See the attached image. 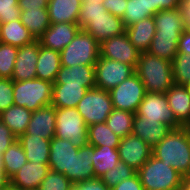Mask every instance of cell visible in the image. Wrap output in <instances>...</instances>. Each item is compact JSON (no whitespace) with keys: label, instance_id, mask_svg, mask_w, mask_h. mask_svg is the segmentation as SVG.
Instances as JSON below:
<instances>
[{"label":"cell","instance_id":"1","mask_svg":"<svg viewBox=\"0 0 190 190\" xmlns=\"http://www.w3.org/2000/svg\"><path fill=\"white\" fill-rule=\"evenodd\" d=\"M152 155L183 176L190 172V132L186 126L171 131L154 147Z\"/></svg>","mask_w":190,"mask_h":190},{"label":"cell","instance_id":"2","mask_svg":"<svg viewBox=\"0 0 190 190\" xmlns=\"http://www.w3.org/2000/svg\"><path fill=\"white\" fill-rule=\"evenodd\" d=\"M135 73L144 84L146 92L166 93L175 83L172 62L149 52H141Z\"/></svg>","mask_w":190,"mask_h":190},{"label":"cell","instance_id":"3","mask_svg":"<svg viewBox=\"0 0 190 190\" xmlns=\"http://www.w3.org/2000/svg\"><path fill=\"white\" fill-rule=\"evenodd\" d=\"M144 190H179L183 175L153 155L137 171Z\"/></svg>","mask_w":190,"mask_h":190},{"label":"cell","instance_id":"4","mask_svg":"<svg viewBox=\"0 0 190 190\" xmlns=\"http://www.w3.org/2000/svg\"><path fill=\"white\" fill-rule=\"evenodd\" d=\"M53 83L42 79L13 81L14 105L34 112L51 105Z\"/></svg>","mask_w":190,"mask_h":190},{"label":"cell","instance_id":"5","mask_svg":"<svg viewBox=\"0 0 190 190\" xmlns=\"http://www.w3.org/2000/svg\"><path fill=\"white\" fill-rule=\"evenodd\" d=\"M100 57V44L80 29L74 39L60 51L61 66L95 65Z\"/></svg>","mask_w":190,"mask_h":190},{"label":"cell","instance_id":"6","mask_svg":"<svg viewBox=\"0 0 190 190\" xmlns=\"http://www.w3.org/2000/svg\"><path fill=\"white\" fill-rule=\"evenodd\" d=\"M55 136L81 148L88 144V126L77 108H56Z\"/></svg>","mask_w":190,"mask_h":190},{"label":"cell","instance_id":"7","mask_svg":"<svg viewBox=\"0 0 190 190\" xmlns=\"http://www.w3.org/2000/svg\"><path fill=\"white\" fill-rule=\"evenodd\" d=\"M76 108L87 126L103 123L113 111L110 93L97 87L88 89Z\"/></svg>","mask_w":190,"mask_h":190},{"label":"cell","instance_id":"8","mask_svg":"<svg viewBox=\"0 0 190 190\" xmlns=\"http://www.w3.org/2000/svg\"><path fill=\"white\" fill-rule=\"evenodd\" d=\"M109 93L113 108L136 113L143 101L146 90L140 78L134 73L112 88Z\"/></svg>","mask_w":190,"mask_h":190},{"label":"cell","instance_id":"9","mask_svg":"<svg viewBox=\"0 0 190 190\" xmlns=\"http://www.w3.org/2000/svg\"><path fill=\"white\" fill-rule=\"evenodd\" d=\"M135 114L145 117V120L158 121L171 129L182 127L175 119L165 93L146 92Z\"/></svg>","mask_w":190,"mask_h":190},{"label":"cell","instance_id":"10","mask_svg":"<svg viewBox=\"0 0 190 190\" xmlns=\"http://www.w3.org/2000/svg\"><path fill=\"white\" fill-rule=\"evenodd\" d=\"M134 73L132 65L99 57L95 64V86L110 91Z\"/></svg>","mask_w":190,"mask_h":190},{"label":"cell","instance_id":"11","mask_svg":"<svg viewBox=\"0 0 190 190\" xmlns=\"http://www.w3.org/2000/svg\"><path fill=\"white\" fill-rule=\"evenodd\" d=\"M141 52L129 41L127 34L108 38L100 44V57L136 67Z\"/></svg>","mask_w":190,"mask_h":190},{"label":"cell","instance_id":"12","mask_svg":"<svg viewBox=\"0 0 190 190\" xmlns=\"http://www.w3.org/2000/svg\"><path fill=\"white\" fill-rule=\"evenodd\" d=\"M117 150L120 160L136 171L152 156V147L133 133L120 139Z\"/></svg>","mask_w":190,"mask_h":190},{"label":"cell","instance_id":"13","mask_svg":"<svg viewBox=\"0 0 190 190\" xmlns=\"http://www.w3.org/2000/svg\"><path fill=\"white\" fill-rule=\"evenodd\" d=\"M83 30L102 44L108 38L123 34L125 26L122 18L107 11L104 16L88 17V24Z\"/></svg>","mask_w":190,"mask_h":190},{"label":"cell","instance_id":"14","mask_svg":"<svg viewBox=\"0 0 190 190\" xmlns=\"http://www.w3.org/2000/svg\"><path fill=\"white\" fill-rule=\"evenodd\" d=\"M49 171L48 163L28 161L9 180V186L17 190H37Z\"/></svg>","mask_w":190,"mask_h":190},{"label":"cell","instance_id":"15","mask_svg":"<svg viewBox=\"0 0 190 190\" xmlns=\"http://www.w3.org/2000/svg\"><path fill=\"white\" fill-rule=\"evenodd\" d=\"M39 48V40L18 47L12 74L13 81L31 80L36 78V63L39 56Z\"/></svg>","mask_w":190,"mask_h":190},{"label":"cell","instance_id":"16","mask_svg":"<svg viewBox=\"0 0 190 190\" xmlns=\"http://www.w3.org/2000/svg\"><path fill=\"white\" fill-rule=\"evenodd\" d=\"M80 29L75 23H54L38 40L41 46L60 52L74 39Z\"/></svg>","mask_w":190,"mask_h":190},{"label":"cell","instance_id":"17","mask_svg":"<svg viewBox=\"0 0 190 190\" xmlns=\"http://www.w3.org/2000/svg\"><path fill=\"white\" fill-rule=\"evenodd\" d=\"M70 140H61L53 137L50 142L49 162L50 170L56 171L67 176L71 172V162L78 153Z\"/></svg>","mask_w":190,"mask_h":190},{"label":"cell","instance_id":"18","mask_svg":"<svg viewBox=\"0 0 190 190\" xmlns=\"http://www.w3.org/2000/svg\"><path fill=\"white\" fill-rule=\"evenodd\" d=\"M56 108L44 106L32 112L31 120L24 134H31L51 140L55 136Z\"/></svg>","mask_w":190,"mask_h":190},{"label":"cell","instance_id":"19","mask_svg":"<svg viewBox=\"0 0 190 190\" xmlns=\"http://www.w3.org/2000/svg\"><path fill=\"white\" fill-rule=\"evenodd\" d=\"M53 84L81 85L87 90L95 86V65L61 66Z\"/></svg>","mask_w":190,"mask_h":190},{"label":"cell","instance_id":"20","mask_svg":"<svg viewBox=\"0 0 190 190\" xmlns=\"http://www.w3.org/2000/svg\"><path fill=\"white\" fill-rule=\"evenodd\" d=\"M175 119L187 126L190 122V87L174 83L165 93Z\"/></svg>","mask_w":190,"mask_h":190},{"label":"cell","instance_id":"21","mask_svg":"<svg viewBox=\"0 0 190 190\" xmlns=\"http://www.w3.org/2000/svg\"><path fill=\"white\" fill-rule=\"evenodd\" d=\"M94 146L87 144L78 149L71 162V172L66 176L73 184L94 179Z\"/></svg>","mask_w":190,"mask_h":190},{"label":"cell","instance_id":"22","mask_svg":"<svg viewBox=\"0 0 190 190\" xmlns=\"http://www.w3.org/2000/svg\"><path fill=\"white\" fill-rule=\"evenodd\" d=\"M170 131L169 126L158 121L145 120V117L136 114L134 116L132 133L151 147L159 143Z\"/></svg>","mask_w":190,"mask_h":190},{"label":"cell","instance_id":"23","mask_svg":"<svg viewBox=\"0 0 190 190\" xmlns=\"http://www.w3.org/2000/svg\"><path fill=\"white\" fill-rule=\"evenodd\" d=\"M155 33L181 34L186 29V17L183 7L160 10L153 16Z\"/></svg>","mask_w":190,"mask_h":190},{"label":"cell","instance_id":"24","mask_svg":"<svg viewBox=\"0 0 190 190\" xmlns=\"http://www.w3.org/2000/svg\"><path fill=\"white\" fill-rule=\"evenodd\" d=\"M82 0H48V15L51 24H78V15Z\"/></svg>","mask_w":190,"mask_h":190},{"label":"cell","instance_id":"25","mask_svg":"<svg viewBox=\"0 0 190 190\" xmlns=\"http://www.w3.org/2000/svg\"><path fill=\"white\" fill-rule=\"evenodd\" d=\"M155 32L153 16L125 28L129 41L140 52H147L149 50Z\"/></svg>","mask_w":190,"mask_h":190},{"label":"cell","instance_id":"26","mask_svg":"<svg viewBox=\"0 0 190 190\" xmlns=\"http://www.w3.org/2000/svg\"><path fill=\"white\" fill-rule=\"evenodd\" d=\"M17 140L23 147L27 161L36 163L49 162L51 140H47L31 134H21Z\"/></svg>","mask_w":190,"mask_h":190},{"label":"cell","instance_id":"27","mask_svg":"<svg viewBox=\"0 0 190 190\" xmlns=\"http://www.w3.org/2000/svg\"><path fill=\"white\" fill-rule=\"evenodd\" d=\"M60 67V52L45 48L40 44L36 78L54 83Z\"/></svg>","mask_w":190,"mask_h":190},{"label":"cell","instance_id":"28","mask_svg":"<svg viewBox=\"0 0 190 190\" xmlns=\"http://www.w3.org/2000/svg\"><path fill=\"white\" fill-rule=\"evenodd\" d=\"M87 91L81 85L53 84L51 105L55 108H76Z\"/></svg>","mask_w":190,"mask_h":190},{"label":"cell","instance_id":"29","mask_svg":"<svg viewBox=\"0 0 190 190\" xmlns=\"http://www.w3.org/2000/svg\"><path fill=\"white\" fill-rule=\"evenodd\" d=\"M36 41L31 32L15 19L9 23H1L0 42L16 47H22Z\"/></svg>","mask_w":190,"mask_h":190},{"label":"cell","instance_id":"30","mask_svg":"<svg viewBox=\"0 0 190 190\" xmlns=\"http://www.w3.org/2000/svg\"><path fill=\"white\" fill-rule=\"evenodd\" d=\"M31 117V111L16 105H12L0 113V121L8 126L17 138L25 133Z\"/></svg>","mask_w":190,"mask_h":190},{"label":"cell","instance_id":"31","mask_svg":"<svg viewBox=\"0 0 190 190\" xmlns=\"http://www.w3.org/2000/svg\"><path fill=\"white\" fill-rule=\"evenodd\" d=\"M181 34L155 33L147 52L172 62L177 54V44Z\"/></svg>","mask_w":190,"mask_h":190},{"label":"cell","instance_id":"32","mask_svg":"<svg viewBox=\"0 0 190 190\" xmlns=\"http://www.w3.org/2000/svg\"><path fill=\"white\" fill-rule=\"evenodd\" d=\"M20 20L36 40H38L51 25L47 8L21 11Z\"/></svg>","mask_w":190,"mask_h":190},{"label":"cell","instance_id":"33","mask_svg":"<svg viewBox=\"0 0 190 190\" xmlns=\"http://www.w3.org/2000/svg\"><path fill=\"white\" fill-rule=\"evenodd\" d=\"M27 162L26 154L18 140L14 141L2 154L3 171L8 180H10Z\"/></svg>","mask_w":190,"mask_h":190},{"label":"cell","instance_id":"34","mask_svg":"<svg viewBox=\"0 0 190 190\" xmlns=\"http://www.w3.org/2000/svg\"><path fill=\"white\" fill-rule=\"evenodd\" d=\"M94 175L95 178H101V176L111 170L114 165L120 161L117 148H111L108 146H94L93 155Z\"/></svg>","mask_w":190,"mask_h":190},{"label":"cell","instance_id":"35","mask_svg":"<svg viewBox=\"0 0 190 190\" xmlns=\"http://www.w3.org/2000/svg\"><path fill=\"white\" fill-rule=\"evenodd\" d=\"M120 139L105 122L88 126V144L92 146L118 148Z\"/></svg>","mask_w":190,"mask_h":190},{"label":"cell","instance_id":"36","mask_svg":"<svg viewBox=\"0 0 190 190\" xmlns=\"http://www.w3.org/2000/svg\"><path fill=\"white\" fill-rule=\"evenodd\" d=\"M135 113L113 108L105 121L106 125L120 138L132 133Z\"/></svg>","mask_w":190,"mask_h":190},{"label":"cell","instance_id":"37","mask_svg":"<svg viewBox=\"0 0 190 190\" xmlns=\"http://www.w3.org/2000/svg\"><path fill=\"white\" fill-rule=\"evenodd\" d=\"M154 16L150 10L146 9L145 0H127L126 11L122 17L125 28L140 20Z\"/></svg>","mask_w":190,"mask_h":190},{"label":"cell","instance_id":"38","mask_svg":"<svg viewBox=\"0 0 190 190\" xmlns=\"http://www.w3.org/2000/svg\"><path fill=\"white\" fill-rule=\"evenodd\" d=\"M174 82L179 85H190V53L177 52L172 60Z\"/></svg>","mask_w":190,"mask_h":190},{"label":"cell","instance_id":"39","mask_svg":"<svg viewBox=\"0 0 190 190\" xmlns=\"http://www.w3.org/2000/svg\"><path fill=\"white\" fill-rule=\"evenodd\" d=\"M137 173L132 167L124 163L123 161H119L117 165L111 170H108L101 176V180L112 189L118 183H121L125 179H129Z\"/></svg>","mask_w":190,"mask_h":190},{"label":"cell","instance_id":"40","mask_svg":"<svg viewBox=\"0 0 190 190\" xmlns=\"http://www.w3.org/2000/svg\"><path fill=\"white\" fill-rule=\"evenodd\" d=\"M18 47L0 42V78L12 79Z\"/></svg>","mask_w":190,"mask_h":190},{"label":"cell","instance_id":"41","mask_svg":"<svg viewBox=\"0 0 190 190\" xmlns=\"http://www.w3.org/2000/svg\"><path fill=\"white\" fill-rule=\"evenodd\" d=\"M107 10L101 0H82L78 15V25L83 29L88 24V17L104 16Z\"/></svg>","mask_w":190,"mask_h":190},{"label":"cell","instance_id":"42","mask_svg":"<svg viewBox=\"0 0 190 190\" xmlns=\"http://www.w3.org/2000/svg\"><path fill=\"white\" fill-rule=\"evenodd\" d=\"M72 185L64 174L50 170L37 190H69Z\"/></svg>","mask_w":190,"mask_h":190},{"label":"cell","instance_id":"43","mask_svg":"<svg viewBox=\"0 0 190 190\" xmlns=\"http://www.w3.org/2000/svg\"><path fill=\"white\" fill-rule=\"evenodd\" d=\"M21 10L18 7V0H0V22L9 23L20 19Z\"/></svg>","mask_w":190,"mask_h":190},{"label":"cell","instance_id":"44","mask_svg":"<svg viewBox=\"0 0 190 190\" xmlns=\"http://www.w3.org/2000/svg\"><path fill=\"white\" fill-rule=\"evenodd\" d=\"M13 80L0 78V113L14 105Z\"/></svg>","mask_w":190,"mask_h":190},{"label":"cell","instance_id":"45","mask_svg":"<svg viewBox=\"0 0 190 190\" xmlns=\"http://www.w3.org/2000/svg\"><path fill=\"white\" fill-rule=\"evenodd\" d=\"M17 140L10 128L0 121V153L3 154Z\"/></svg>","mask_w":190,"mask_h":190},{"label":"cell","instance_id":"46","mask_svg":"<svg viewBox=\"0 0 190 190\" xmlns=\"http://www.w3.org/2000/svg\"><path fill=\"white\" fill-rule=\"evenodd\" d=\"M102 3L108 12L120 18L126 11L127 0H102Z\"/></svg>","mask_w":190,"mask_h":190},{"label":"cell","instance_id":"47","mask_svg":"<svg viewBox=\"0 0 190 190\" xmlns=\"http://www.w3.org/2000/svg\"><path fill=\"white\" fill-rule=\"evenodd\" d=\"M111 190H144V187L142 186L140 178L136 173L131 178L125 179L121 183H118Z\"/></svg>","mask_w":190,"mask_h":190},{"label":"cell","instance_id":"48","mask_svg":"<svg viewBox=\"0 0 190 190\" xmlns=\"http://www.w3.org/2000/svg\"><path fill=\"white\" fill-rule=\"evenodd\" d=\"M48 0H18V7L21 11L27 9L47 8Z\"/></svg>","mask_w":190,"mask_h":190},{"label":"cell","instance_id":"49","mask_svg":"<svg viewBox=\"0 0 190 190\" xmlns=\"http://www.w3.org/2000/svg\"><path fill=\"white\" fill-rule=\"evenodd\" d=\"M177 51L181 53H190V32L186 29L181 33L177 44Z\"/></svg>","mask_w":190,"mask_h":190},{"label":"cell","instance_id":"50","mask_svg":"<svg viewBox=\"0 0 190 190\" xmlns=\"http://www.w3.org/2000/svg\"><path fill=\"white\" fill-rule=\"evenodd\" d=\"M87 190H111L100 178L87 180Z\"/></svg>","mask_w":190,"mask_h":190},{"label":"cell","instance_id":"51","mask_svg":"<svg viewBox=\"0 0 190 190\" xmlns=\"http://www.w3.org/2000/svg\"><path fill=\"white\" fill-rule=\"evenodd\" d=\"M160 10L176 9L182 7L180 0H159Z\"/></svg>","mask_w":190,"mask_h":190},{"label":"cell","instance_id":"52","mask_svg":"<svg viewBox=\"0 0 190 190\" xmlns=\"http://www.w3.org/2000/svg\"><path fill=\"white\" fill-rule=\"evenodd\" d=\"M146 9L150 10V12L155 15L160 11V3L159 0H145Z\"/></svg>","mask_w":190,"mask_h":190},{"label":"cell","instance_id":"53","mask_svg":"<svg viewBox=\"0 0 190 190\" xmlns=\"http://www.w3.org/2000/svg\"><path fill=\"white\" fill-rule=\"evenodd\" d=\"M9 187V180L4 174L3 167H0V190H6Z\"/></svg>","mask_w":190,"mask_h":190},{"label":"cell","instance_id":"54","mask_svg":"<svg viewBox=\"0 0 190 190\" xmlns=\"http://www.w3.org/2000/svg\"><path fill=\"white\" fill-rule=\"evenodd\" d=\"M180 190H190V177L187 175L182 177Z\"/></svg>","mask_w":190,"mask_h":190},{"label":"cell","instance_id":"55","mask_svg":"<svg viewBox=\"0 0 190 190\" xmlns=\"http://www.w3.org/2000/svg\"><path fill=\"white\" fill-rule=\"evenodd\" d=\"M69 190H87V180L73 184Z\"/></svg>","mask_w":190,"mask_h":190},{"label":"cell","instance_id":"56","mask_svg":"<svg viewBox=\"0 0 190 190\" xmlns=\"http://www.w3.org/2000/svg\"><path fill=\"white\" fill-rule=\"evenodd\" d=\"M182 7H183L184 12H185V17L190 18V0L187 1L185 4H183Z\"/></svg>","mask_w":190,"mask_h":190},{"label":"cell","instance_id":"57","mask_svg":"<svg viewBox=\"0 0 190 190\" xmlns=\"http://www.w3.org/2000/svg\"><path fill=\"white\" fill-rule=\"evenodd\" d=\"M186 30L190 32V18H186Z\"/></svg>","mask_w":190,"mask_h":190},{"label":"cell","instance_id":"58","mask_svg":"<svg viewBox=\"0 0 190 190\" xmlns=\"http://www.w3.org/2000/svg\"><path fill=\"white\" fill-rule=\"evenodd\" d=\"M0 167H3L2 165V154L0 153Z\"/></svg>","mask_w":190,"mask_h":190},{"label":"cell","instance_id":"59","mask_svg":"<svg viewBox=\"0 0 190 190\" xmlns=\"http://www.w3.org/2000/svg\"><path fill=\"white\" fill-rule=\"evenodd\" d=\"M187 1H189V0H180V2H181L182 4H185Z\"/></svg>","mask_w":190,"mask_h":190},{"label":"cell","instance_id":"60","mask_svg":"<svg viewBox=\"0 0 190 190\" xmlns=\"http://www.w3.org/2000/svg\"><path fill=\"white\" fill-rule=\"evenodd\" d=\"M187 129H188V131L190 132V122L187 124Z\"/></svg>","mask_w":190,"mask_h":190},{"label":"cell","instance_id":"61","mask_svg":"<svg viewBox=\"0 0 190 190\" xmlns=\"http://www.w3.org/2000/svg\"><path fill=\"white\" fill-rule=\"evenodd\" d=\"M7 190H17V189H14V188H11L10 186L7 188Z\"/></svg>","mask_w":190,"mask_h":190}]
</instances>
